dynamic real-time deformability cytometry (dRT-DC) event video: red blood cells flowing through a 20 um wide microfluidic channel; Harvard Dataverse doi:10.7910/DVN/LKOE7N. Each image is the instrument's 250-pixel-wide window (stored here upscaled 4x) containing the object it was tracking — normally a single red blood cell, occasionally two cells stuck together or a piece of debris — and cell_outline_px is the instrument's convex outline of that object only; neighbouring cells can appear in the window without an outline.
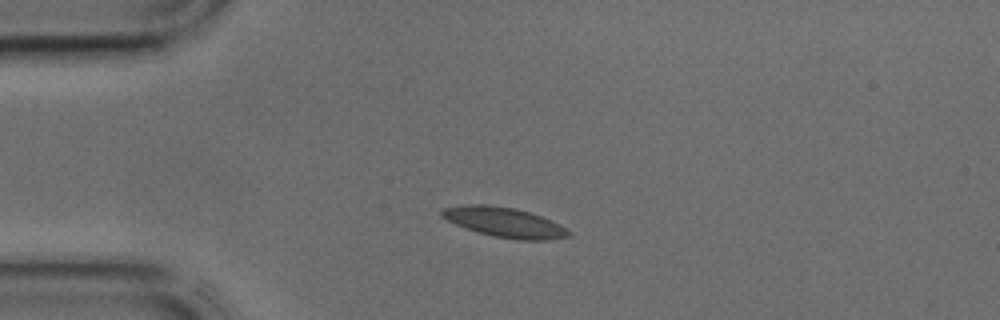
{"species": "common noctule bat (a hibernating species)", "species_latin": "Nyctalus noctula", "temperature_condition": "cold", "stored_images_in_passage": 28, "camera_frame_rate_fps": 3000, "um_per_image_px": 0.085, "animal": {"sex": "male", "body_mass_g": 17.9, "forearm_length_mm": 54.2}, "frame": {"image": 1, "passage_image": 1, "time_ms": 0.0, "image_size_px": [1000, 320], "cell_outline_px": [[572, 232], [568, 236], [548, 240], [516, 240], [496, 236], [480, 232], [456, 224], [440, 216], [440, 212], [444, 208], [468, 204], [488, 204], [516, 208], [540, 216]], "centroid_in_image_um": [42.85, 18.88], "position_along_channel_um": 42.2, "area_um2": 21.56}}
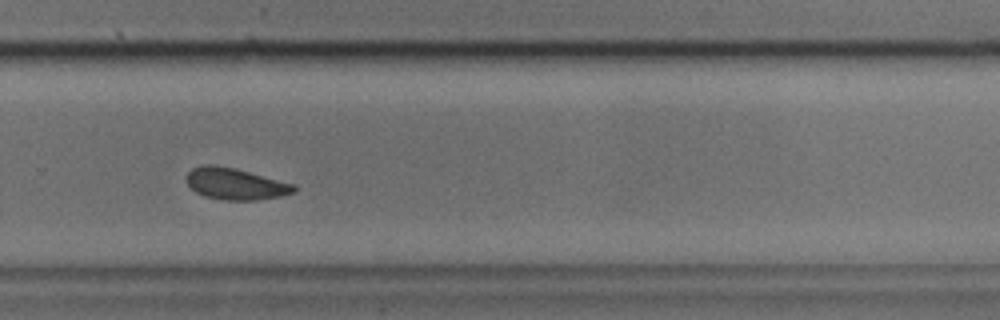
{"frame": {"image": 2, "passage_image": 20, "time_ms": 6.333, "image_size_px": [1000, 320], "cell_outline_px": [[296, 192], [280, 196], [256, 200], [224, 200], [204, 196], [196, 192], [188, 184], [188, 172], [192, 168], [200, 164], [216, 164], [236, 168], [296, 184]], "centroid_in_image_um": [20.04, 15.61], "position_along_channel_um": 309.8, "area_um2": 19.94}}
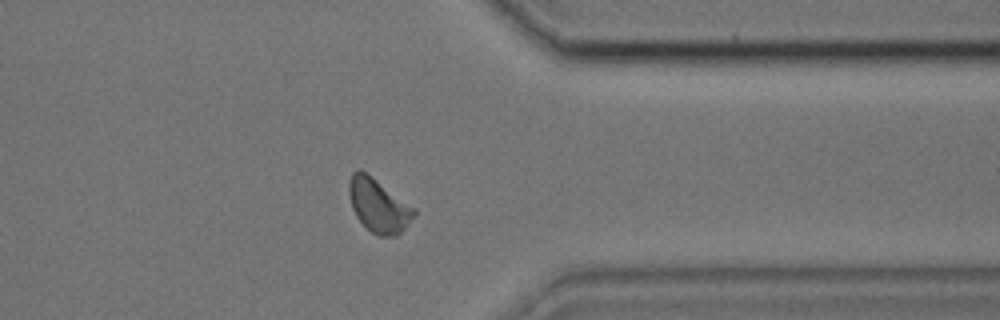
{"frame": {"image": 3, "passage_image": 25, "time_ms": 8.0, "image_size_px": [1000, 320], "cell_outline_px": [[416, 212], [408, 224], [396, 236], [376, 236], [356, 216], [352, 208], [348, 192], [348, 184], [352, 172], [356, 168], [360, 168], [416, 208]], "centroid_in_image_um": [32.15, 17.44], "position_along_channel_um": 379.2, "area_um2": 20.23}}